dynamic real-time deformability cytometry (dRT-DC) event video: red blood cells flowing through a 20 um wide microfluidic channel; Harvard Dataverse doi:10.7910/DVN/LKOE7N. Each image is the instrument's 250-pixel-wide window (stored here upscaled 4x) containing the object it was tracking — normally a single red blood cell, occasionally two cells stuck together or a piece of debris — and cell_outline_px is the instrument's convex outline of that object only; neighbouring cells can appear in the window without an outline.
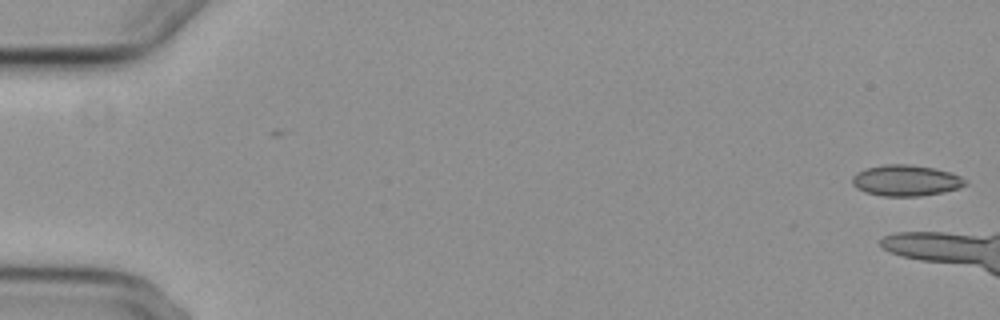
{"species": "common noctule bat (a hibernating species)", "species_latin": "Nyctalus noctula", "temperature_condition": "cold", "stored_images_in_passage": 3, "camera_frame_rate_fps": 3000, "um_per_image_px": 0.085, "animal": {"sex": "female", "body_mass_g": 29.2, "forearm_length_mm": 56.3}, "frame": {"image": 1, "passage_image": 3, "time_ms": 2.0, "image_size_px": [1000, 320], "cell_outline_px": [[968, 184], [960, 188], [944, 192], [920, 196], [884, 196], [864, 192], [856, 188], [852, 184], [852, 176], [856, 172], [868, 168], [884, 164], [908, 164], [936, 168], [960, 176], [968, 180]], "centroid_in_image_um": [77.02, 15.34], "position_along_channel_um": 8.0, "area_um2": 20.63}}